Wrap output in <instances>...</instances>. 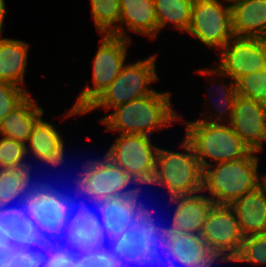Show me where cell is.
<instances>
[{"label":"cell","mask_w":266,"mask_h":267,"mask_svg":"<svg viewBox=\"0 0 266 267\" xmlns=\"http://www.w3.org/2000/svg\"><path fill=\"white\" fill-rule=\"evenodd\" d=\"M232 41L221 48L222 59L215 73L236 82L244 75L266 69V39L235 37Z\"/></svg>","instance_id":"14"},{"label":"cell","mask_w":266,"mask_h":267,"mask_svg":"<svg viewBox=\"0 0 266 267\" xmlns=\"http://www.w3.org/2000/svg\"><path fill=\"white\" fill-rule=\"evenodd\" d=\"M27 96L25 90L17 85L0 80V122Z\"/></svg>","instance_id":"31"},{"label":"cell","mask_w":266,"mask_h":267,"mask_svg":"<svg viewBox=\"0 0 266 267\" xmlns=\"http://www.w3.org/2000/svg\"><path fill=\"white\" fill-rule=\"evenodd\" d=\"M64 144L61 145V147L59 148V150L55 153H53L52 155H50L48 158L43 159L42 161H45L46 163H49L51 165H53L54 167H56L57 165H60L61 163H63V159H64Z\"/></svg>","instance_id":"39"},{"label":"cell","mask_w":266,"mask_h":267,"mask_svg":"<svg viewBox=\"0 0 266 267\" xmlns=\"http://www.w3.org/2000/svg\"><path fill=\"white\" fill-rule=\"evenodd\" d=\"M40 201L42 251L47 256L75 257L88 242L86 204L82 201L77 208L73 198L46 183H40ZM55 240L56 243L53 242ZM63 240L65 243L61 244Z\"/></svg>","instance_id":"1"},{"label":"cell","mask_w":266,"mask_h":267,"mask_svg":"<svg viewBox=\"0 0 266 267\" xmlns=\"http://www.w3.org/2000/svg\"><path fill=\"white\" fill-rule=\"evenodd\" d=\"M173 251L184 264L211 265L217 258L208 248L201 234L172 233Z\"/></svg>","instance_id":"23"},{"label":"cell","mask_w":266,"mask_h":267,"mask_svg":"<svg viewBox=\"0 0 266 267\" xmlns=\"http://www.w3.org/2000/svg\"><path fill=\"white\" fill-rule=\"evenodd\" d=\"M233 262L266 263V233L244 237L239 254Z\"/></svg>","instance_id":"30"},{"label":"cell","mask_w":266,"mask_h":267,"mask_svg":"<svg viewBox=\"0 0 266 267\" xmlns=\"http://www.w3.org/2000/svg\"><path fill=\"white\" fill-rule=\"evenodd\" d=\"M120 236V246L112 254L123 263L146 266L148 254H160V248L162 253H174L170 229L157 226L138 201L128 210Z\"/></svg>","instance_id":"3"},{"label":"cell","mask_w":266,"mask_h":267,"mask_svg":"<svg viewBox=\"0 0 266 267\" xmlns=\"http://www.w3.org/2000/svg\"><path fill=\"white\" fill-rule=\"evenodd\" d=\"M130 263L119 261L113 254L108 253L98 260L92 267H129Z\"/></svg>","instance_id":"37"},{"label":"cell","mask_w":266,"mask_h":267,"mask_svg":"<svg viewBox=\"0 0 266 267\" xmlns=\"http://www.w3.org/2000/svg\"><path fill=\"white\" fill-rule=\"evenodd\" d=\"M77 192L89 196L100 213L86 211V231L88 242L86 246L75 256L85 267H92L98 260L108 253H113L120 246V231L128 217V210L137 202V194L118 197L100 198L88 195L77 183ZM108 240L109 247L105 246Z\"/></svg>","instance_id":"2"},{"label":"cell","mask_w":266,"mask_h":267,"mask_svg":"<svg viewBox=\"0 0 266 267\" xmlns=\"http://www.w3.org/2000/svg\"><path fill=\"white\" fill-rule=\"evenodd\" d=\"M262 182L230 205L244 237L266 233V182Z\"/></svg>","instance_id":"17"},{"label":"cell","mask_w":266,"mask_h":267,"mask_svg":"<svg viewBox=\"0 0 266 267\" xmlns=\"http://www.w3.org/2000/svg\"><path fill=\"white\" fill-rule=\"evenodd\" d=\"M157 80L155 58L123 66L116 79L88 106L83 112L103 106L105 109L115 108L132 100L148 96L155 92L146 87Z\"/></svg>","instance_id":"8"},{"label":"cell","mask_w":266,"mask_h":267,"mask_svg":"<svg viewBox=\"0 0 266 267\" xmlns=\"http://www.w3.org/2000/svg\"><path fill=\"white\" fill-rule=\"evenodd\" d=\"M208 124L209 122H206L205 120H198L192 123L188 122L186 126V137L184 138L182 147H194Z\"/></svg>","instance_id":"34"},{"label":"cell","mask_w":266,"mask_h":267,"mask_svg":"<svg viewBox=\"0 0 266 267\" xmlns=\"http://www.w3.org/2000/svg\"><path fill=\"white\" fill-rule=\"evenodd\" d=\"M18 200L20 208L0 203V258L9 267H21L47 256L40 251L43 236L27 221L26 190Z\"/></svg>","instance_id":"4"},{"label":"cell","mask_w":266,"mask_h":267,"mask_svg":"<svg viewBox=\"0 0 266 267\" xmlns=\"http://www.w3.org/2000/svg\"><path fill=\"white\" fill-rule=\"evenodd\" d=\"M236 90L240 96L266 104V69L240 77Z\"/></svg>","instance_id":"28"},{"label":"cell","mask_w":266,"mask_h":267,"mask_svg":"<svg viewBox=\"0 0 266 267\" xmlns=\"http://www.w3.org/2000/svg\"><path fill=\"white\" fill-rule=\"evenodd\" d=\"M182 267H211V265H190V264H186L185 266H182Z\"/></svg>","instance_id":"41"},{"label":"cell","mask_w":266,"mask_h":267,"mask_svg":"<svg viewBox=\"0 0 266 267\" xmlns=\"http://www.w3.org/2000/svg\"><path fill=\"white\" fill-rule=\"evenodd\" d=\"M171 200L178 202V205L170 231L201 234L207 215L215 203L202 195H179Z\"/></svg>","instance_id":"18"},{"label":"cell","mask_w":266,"mask_h":267,"mask_svg":"<svg viewBox=\"0 0 266 267\" xmlns=\"http://www.w3.org/2000/svg\"><path fill=\"white\" fill-rule=\"evenodd\" d=\"M135 181L110 159L100 168L83 177L78 183L80 188L94 197L118 198L137 194L139 188L126 190Z\"/></svg>","instance_id":"16"},{"label":"cell","mask_w":266,"mask_h":267,"mask_svg":"<svg viewBox=\"0 0 266 267\" xmlns=\"http://www.w3.org/2000/svg\"><path fill=\"white\" fill-rule=\"evenodd\" d=\"M120 23L129 30L155 38L157 17L154 0H120Z\"/></svg>","instance_id":"21"},{"label":"cell","mask_w":266,"mask_h":267,"mask_svg":"<svg viewBox=\"0 0 266 267\" xmlns=\"http://www.w3.org/2000/svg\"><path fill=\"white\" fill-rule=\"evenodd\" d=\"M29 184L30 167L0 169V203H11Z\"/></svg>","instance_id":"27"},{"label":"cell","mask_w":266,"mask_h":267,"mask_svg":"<svg viewBox=\"0 0 266 267\" xmlns=\"http://www.w3.org/2000/svg\"><path fill=\"white\" fill-rule=\"evenodd\" d=\"M27 47L28 44L23 41L0 39V80L15 85L23 84Z\"/></svg>","instance_id":"22"},{"label":"cell","mask_w":266,"mask_h":267,"mask_svg":"<svg viewBox=\"0 0 266 267\" xmlns=\"http://www.w3.org/2000/svg\"><path fill=\"white\" fill-rule=\"evenodd\" d=\"M91 6L97 30L102 35L112 34L127 38L122 27L113 26L115 22H120V0H91Z\"/></svg>","instance_id":"26"},{"label":"cell","mask_w":266,"mask_h":267,"mask_svg":"<svg viewBox=\"0 0 266 267\" xmlns=\"http://www.w3.org/2000/svg\"><path fill=\"white\" fill-rule=\"evenodd\" d=\"M234 37L266 39V0L231 4Z\"/></svg>","instance_id":"19"},{"label":"cell","mask_w":266,"mask_h":267,"mask_svg":"<svg viewBox=\"0 0 266 267\" xmlns=\"http://www.w3.org/2000/svg\"><path fill=\"white\" fill-rule=\"evenodd\" d=\"M193 2L194 0H154L157 32L167 25V22L174 23V27L182 31H188Z\"/></svg>","instance_id":"24"},{"label":"cell","mask_w":266,"mask_h":267,"mask_svg":"<svg viewBox=\"0 0 266 267\" xmlns=\"http://www.w3.org/2000/svg\"><path fill=\"white\" fill-rule=\"evenodd\" d=\"M0 267H9V266L0 258Z\"/></svg>","instance_id":"42"},{"label":"cell","mask_w":266,"mask_h":267,"mask_svg":"<svg viewBox=\"0 0 266 267\" xmlns=\"http://www.w3.org/2000/svg\"><path fill=\"white\" fill-rule=\"evenodd\" d=\"M6 8L4 0H0V34L2 33V25L5 16Z\"/></svg>","instance_id":"40"},{"label":"cell","mask_w":266,"mask_h":267,"mask_svg":"<svg viewBox=\"0 0 266 267\" xmlns=\"http://www.w3.org/2000/svg\"><path fill=\"white\" fill-rule=\"evenodd\" d=\"M202 170L210 168L205 157L219 162L237 160L246 157L251 149L234 132L230 124L209 121L199 141L193 147Z\"/></svg>","instance_id":"13"},{"label":"cell","mask_w":266,"mask_h":267,"mask_svg":"<svg viewBox=\"0 0 266 267\" xmlns=\"http://www.w3.org/2000/svg\"><path fill=\"white\" fill-rule=\"evenodd\" d=\"M108 160H109V151L105 155L104 160L100 161V159H98V160H91V162H88V164H86V167H84L85 169L83 173L79 175L76 183H79L83 177H85L86 175L92 173L94 170L103 166Z\"/></svg>","instance_id":"38"},{"label":"cell","mask_w":266,"mask_h":267,"mask_svg":"<svg viewBox=\"0 0 266 267\" xmlns=\"http://www.w3.org/2000/svg\"><path fill=\"white\" fill-rule=\"evenodd\" d=\"M26 189L27 221L42 235V210L40 183H33Z\"/></svg>","instance_id":"32"},{"label":"cell","mask_w":266,"mask_h":267,"mask_svg":"<svg viewBox=\"0 0 266 267\" xmlns=\"http://www.w3.org/2000/svg\"><path fill=\"white\" fill-rule=\"evenodd\" d=\"M162 255V254H161ZM160 254H148V263L146 265L153 267V265H164L167 264V267H182L185 266L184 262L177 257V254L174 253H163L165 255L164 259ZM180 263V266L177 263Z\"/></svg>","instance_id":"35"},{"label":"cell","mask_w":266,"mask_h":267,"mask_svg":"<svg viewBox=\"0 0 266 267\" xmlns=\"http://www.w3.org/2000/svg\"><path fill=\"white\" fill-rule=\"evenodd\" d=\"M254 152L237 160L219 162L213 170H203V191L209 190L212 194L209 198L215 204L231 205L262 184L257 174L258 158L253 155Z\"/></svg>","instance_id":"6"},{"label":"cell","mask_w":266,"mask_h":267,"mask_svg":"<svg viewBox=\"0 0 266 267\" xmlns=\"http://www.w3.org/2000/svg\"><path fill=\"white\" fill-rule=\"evenodd\" d=\"M225 92H226V94L224 93V97L222 96V98H224V100H223V104H221V106H220V110H221L220 113L224 114L226 112L227 108H228L230 110L229 116H230V121H231L232 115H233L235 101H236V98L238 96V93H237V90H236V82H234V84H233V82H231L229 87L225 88ZM224 103L226 105L225 112H223Z\"/></svg>","instance_id":"36"},{"label":"cell","mask_w":266,"mask_h":267,"mask_svg":"<svg viewBox=\"0 0 266 267\" xmlns=\"http://www.w3.org/2000/svg\"><path fill=\"white\" fill-rule=\"evenodd\" d=\"M27 152L26 144L2 137L0 139V169L30 167L22 161Z\"/></svg>","instance_id":"29"},{"label":"cell","mask_w":266,"mask_h":267,"mask_svg":"<svg viewBox=\"0 0 266 267\" xmlns=\"http://www.w3.org/2000/svg\"><path fill=\"white\" fill-rule=\"evenodd\" d=\"M188 32L206 46L222 48L234 38L231 5L223 8L217 0H194Z\"/></svg>","instance_id":"12"},{"label":"cell","mask_w":266,"mask_h":267,"mask_svg":"<svg viewBox=\"0 0 266 267\" xmlns=\"http://www.w3.org/2000/svg\"><path fill=\"white\" fill-rule=\"evenodd\" d=\"M21 267H85L76 257L46 256Z\"/></svg>","instance_id":"33"},{"label":"cell","mask_w":266,"mask_h":267,"mask_svg":"<svg viewBox=\"0 0 266 267\" xmlns=\"http://www.w3.org/2000/svg\"><path fill=\"white\" fill-rule=\"evenodd\" d=\"M234 214L230 205L214 204L207 215L201 233L210 251L216 258L220 257L221 261H232L239 254L244 240L236 214L235 216ZM226 252L229 254L224 255Z\"/></svg>","instance_id":"11"},{"label":"cell","mask_w":266,"mask_h":267,"mask_svg":"<svg viewBox=\"0 0 266 267\" xmlns=\"http://www.w3.org/2000/svg\"><path fill=\"white\" fill-rule=\"evenodd\" d=\"M40 116L34 123L29 136L30 150L40 160L57 152L63 144L59 132L52 124L42 121Z\"/></svg>","instance_id":"25"},{"label":"cell","mask_w":266,"mask_h":267,"mask_svg":"<svg viewBox=\"0 0 266 267\" xmlns=\"http://www.w3.org/2000/svg\"><path fill=\"white\" fill-rule=\"evenodd\" d=\"M116 111L102 119L107 130L121 134L151 135L157 127H169L167 123L178 118L172 110L170 93L153 92L114 108ZM148 133V134H147Z\"/></svg>","instance_id":"5"},{"label":"cell","mask_w":266,"mask_h":267,"mask_svg":"<svg viewBox=\"0 0 266 267\" xmlns=\"http://www.w3.org/2000/svg\"><path fill=\"white\" fill-rule=\"evenodd\" d=\"M102 44L94 59V89L87 87L79 95L70 115L83 114L88 106L116 79L124 66L128 38L112 34L102 37Z\"/></svg>","instance_id":"9"},{"label":"cell","mask_w":266,"mask_h":267,"mask_svg":"<svg viewBox=\"0 0 266 267\" xmlns=\"http://www.w3.org/2000/svg\"><path fill=\"white\" fill-rule=\"evenodd\" d=\"M262 179L266 182V175H264V177Z\"/></svg>","instance_id":"44"},{"label":"cell","mask_w":266,"mask_h":267,"mask_svg":"<svg viewBox=\"0 0 266 267\" xmlns=\"http://www.w3.org/2000/svg\"><path fill=\"white\" fill-rule=\"evenodd\" d=\"M151 143L149 135L121 134L109 149V159L135 183L151 184L158 151Z\"/></svg>","instance_id":"10"},{"label":"cell","mask_w":266,"mask_h":267,"mask_svg":"<svg viewBox=\"0 0 266 267\" xmlns=\"http://www.w3.org/2000/svg\"><path fill=\"white\" fill-rule=\"evenodd\" d=\"M230 126L251 151H260L266 140V104L238 95Z\"/></svg>","instance_id":"15"},{"label":"cell","mask_w":266,"mask_h":267,"mask_svg":"<svg viewBox=\"0 0 266 267\" xmlns=\"http://www.w3.org/2000/svg\"><path fill=\"white\" fill-rule=\"evenodd\" d=\"M182 148L189 154L158 148L156 155V169L151 184L168 188L171 198L203 191V170L194 149Z\"/></svg>","instance_id":"7"},{"label":"cell","mask_w":266,"mask_h":267,"mask_svg":"<svg viewBox=\"0 0 266 267\" xmlns=\"http://www.w3.org/2000/svg\"><path fill=\"white\" fill-rule=\"evenodd\" d=\"M43 115V109L37 107L27 96L0 122V133L9 139L26 143L36 120Z\"/></svg>","instance_id":"20"},{"label":"cell","mask_w":266,"mask_h":267,"mask_svg":"<svg viewBox=\"0 0 266 267\" xmlns=\"http://www.w3.org/2000/svg\"><path fill=\"white\" fill-rule=\"evenodd\" d=\"M226 1H228V2H229V1H230V2L233 1L234 4H235L236 2H239V1H242V0H226Z\"/></svg>","instance_id":"43"}]
</instances>
